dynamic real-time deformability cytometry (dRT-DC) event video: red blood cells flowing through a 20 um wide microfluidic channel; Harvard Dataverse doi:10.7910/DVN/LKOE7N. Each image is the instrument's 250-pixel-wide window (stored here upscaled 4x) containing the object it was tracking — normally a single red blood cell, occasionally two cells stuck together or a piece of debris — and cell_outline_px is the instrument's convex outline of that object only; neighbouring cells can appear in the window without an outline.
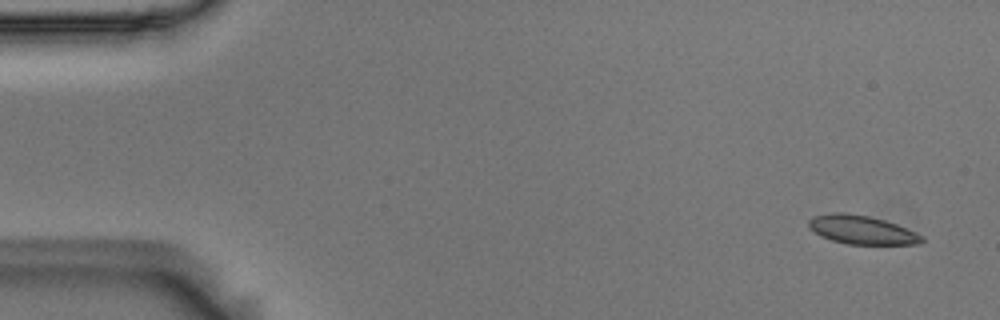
{"species": "Egyptian fruit bat (a non-hibernating species)", "species_latin": "Rousettus aegyptiacus", "temperature_condition": "room temperature", "stored_images_in_passage": 6, "camera_frame_rate_fps": 3000, "um_per_image_px": 0.085, "animal": {"sex": "male"}, "frame": {"image": 1, "passage_image": 1, "time_ms": 0.0, "image_size_px": [1000, 320], "cell_outline_px": [[924, 240], [920, 244], [848, 244], [832, 240], [820, 236], [808, 228], [808, 220], [812, 216], [832, 212], [844, 212], [868, 216], [884, 220], [896, 224], [924, 236]], "centroid_in_image_um": [73.21, 19.53], "position_along_channel_um": 11.8, "area_um2": 18.96}}
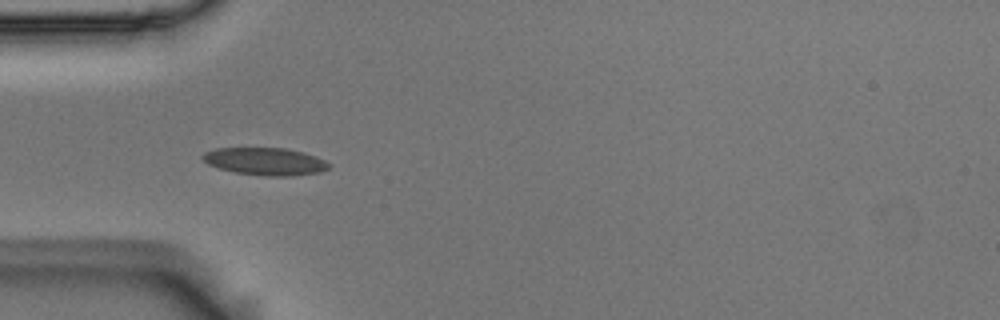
{"frame": {"image": 2, "passage_image": 5, "time_ms": 1.333, "image_size_px": [1000, 320], "cell_outline_px": [[332, 164], [328, 168], [320, 172], [292, 176], [268, 176], [236, 172], [220, 168], [208, 164], [200, 156], [204, 152], [216, 148], [284, 148], [304, 152], [316, 156]], "centroid_in_image_um": [22.57, 13.71], "position_along_channel_um": 62.4, "area_um2": 20.17}}